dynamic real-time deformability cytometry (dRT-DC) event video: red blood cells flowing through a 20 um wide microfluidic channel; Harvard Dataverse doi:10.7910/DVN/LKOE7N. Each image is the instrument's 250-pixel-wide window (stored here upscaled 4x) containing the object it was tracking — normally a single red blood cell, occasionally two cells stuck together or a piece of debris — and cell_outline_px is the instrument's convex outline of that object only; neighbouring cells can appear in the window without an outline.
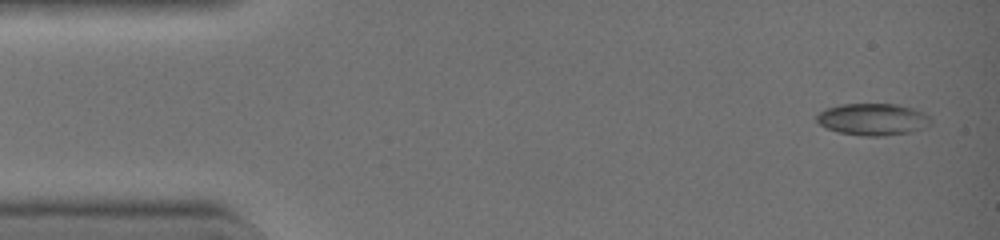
{"species": "common noctule bat (a hibernating species)", "species_latin": "Nyctalus noctula", "temperature_condition": "warm", "stored_images_in_passage": 42, "camera_frame_rate_fps": 3000, "um_per_image_px": 0.085, "animal": {"sex": "female", "body_mass_g": 19.0, "forearm_length_mm": 51.5}, "frame": {"image": 1, "passage_image": 1, "time_ms": 0.0, "image_size_px": [1000, 240], "cell_outline_px": [[928, 120], [916, 128], [908, 132], [880, 136], [868, 136], [840, 132], [828, 128], [820, 124], [816, 120], [816, 116], [820, 112], [828, 108], [840, 104], [896, 104], [912, 108], [928, 116]], "centroid_in_image_um": [74.07, 10.12], "position_along_channel_um": 10.9, "area_um2": 20.23}}
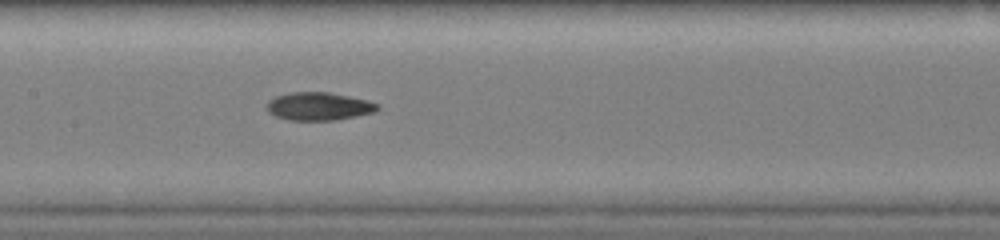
{"frame": {"image": 2, "passage_image": 20, "time_ms": 6.333, "image_size_px": [1000, 240], "cell_outline_px": [[380, 108], [372, 112], [356, 116], [332, 120], [292, 120], [276, 116], [268, 112], [268, 100], [276, 96], [292, 92], [328, 92], [368, 100], [380, 104]], "centroid_in_image_um": [27.11, 9.03], "position_along_channel_um": 180.3, "area_um2": 17.86}}
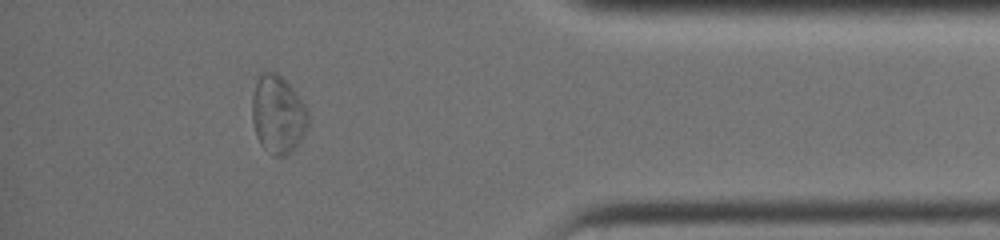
{"frame": {"image": 3, "passage_image": 37, "time_ms": 12.0, "image_size_px": [1000, 240], "cell_outline_px": [[308, 124], [300, 140], [284, 156], [276, 156], [264, 148], [260, 144], [256, 136], [252, 120], [252, 96], [256, 80], [260, 72], [276, 72], [296, 92], [304, 104], [308, 112]], "centroid_in_image_um": [23.59, 9.7], "position_along_channel_um": 411.6, "area_um2": 25.2}, "authors_computed_cell_mechanics": {"area_um2": 18.2359, "velocity_mm_per_s": 4.4662, "shape_relaxation_time_tau1_ms": 4.8878, "shape_relaxation_time_tau2_ms": 2.258, "deformation_change_tau1": 0.1514, "deformation_change_tau2": 0.0779}}